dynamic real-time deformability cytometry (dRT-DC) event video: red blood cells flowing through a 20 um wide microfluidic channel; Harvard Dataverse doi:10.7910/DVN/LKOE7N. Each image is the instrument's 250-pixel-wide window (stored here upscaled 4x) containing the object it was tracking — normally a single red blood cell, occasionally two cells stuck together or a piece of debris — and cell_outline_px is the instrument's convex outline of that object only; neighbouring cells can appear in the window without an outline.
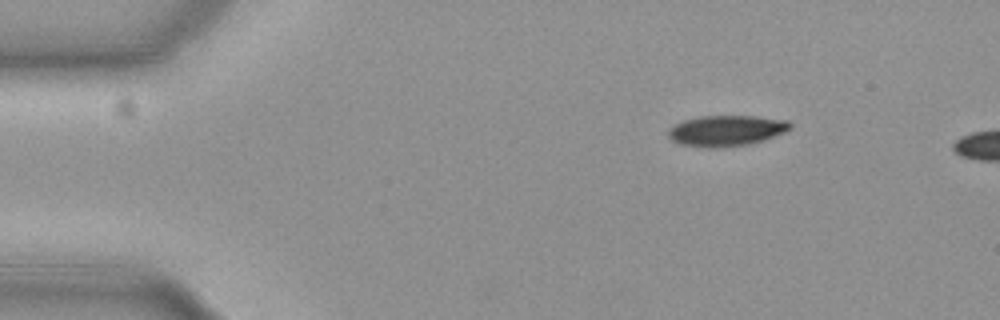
{"species": "common noctule bat (a hibernating species)", "species_latin": "Nyctalus noctula", "temperature_condition": "cold", "stored_images_in_passage": 5, "camera_frame_rate_fps": 3000, "um_per_image_px": 0.085, "animal": {"sex": "female", "body_mass_g": 19.3, "forearm_length_mm": 54.1}, "frame": {"image": 1, "passage_image": 1, "time_ms": 0.0, "image_size_px": [1000, 320], "cell_outline_px": [[792, 128], [784, 132], [760, 140], [744, 144], [716, 148], [712, 148], [680, 144], [672, 140], [668, 136], [668, 128], [684, 120], [700, 116], [756, 116], [788, 120], [792, 124]], "centroid_in_image_um": [61.71, 11.09], "position_along_channel_um": 23.3, "area_um2": 21.56}}